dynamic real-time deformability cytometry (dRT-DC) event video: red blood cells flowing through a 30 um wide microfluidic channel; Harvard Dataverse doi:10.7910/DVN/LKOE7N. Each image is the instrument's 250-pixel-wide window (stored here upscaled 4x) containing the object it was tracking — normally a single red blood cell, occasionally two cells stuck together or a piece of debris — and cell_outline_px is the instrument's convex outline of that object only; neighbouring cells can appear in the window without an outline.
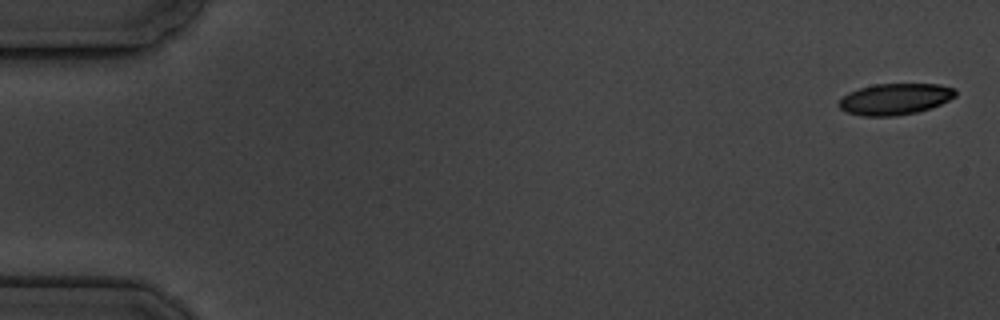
{"species": "common noctule bat (a hibernating species)", "species_latin": "Nyctalus noctula", "temperature_condition": "cold", "stored_images_in_passage": 11, "camera_frame_rate_fps": 3000, "um_per_image_px": 0.085, "animal": {"sex": "male", "body_mass_g": 19.5, "forearm_length_mm": 54.6}, "frame": {"image": 1, "passage_image": 1, "time_ms": 0.0, "image_size_px": [1000, 320], "cell_outline_px": [[956, 96], [932, 108], [916, 112], [896, 116], [860, 116], [848, 112], [840, 108], [836, 104], [848, 92], [860, 88], [876, 84], [940, 84], [956, 88]], "centroid_in_image_um": [76.09, 8.42], "position_along_channel_um": 8.9, "area_um2": 21.33}}
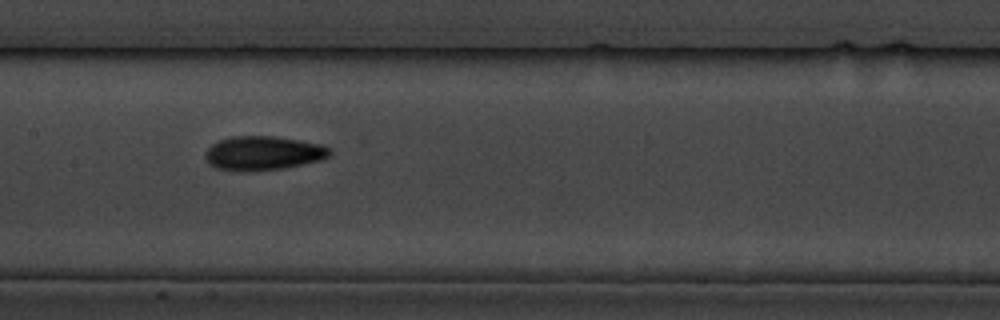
{"frame": {"image": 2, "passage_image": 8, "time_ms": 9.0, "image_size_px": [1000, 320], "cell_outline_px": [[332, 152], [328, 156], [320, 160], [284, 168], [248, 172], [240, 172], [216, 168], [208, 164], [204, 156], [204, 152], [212, 144], [220, 140], [232, 136], [276, 136], [324, 144], [332, 148]], "centroid_in_image_um": [22.36, 13.02], "position_along_channel_um": 185.0, "area_um2": 25.14}}
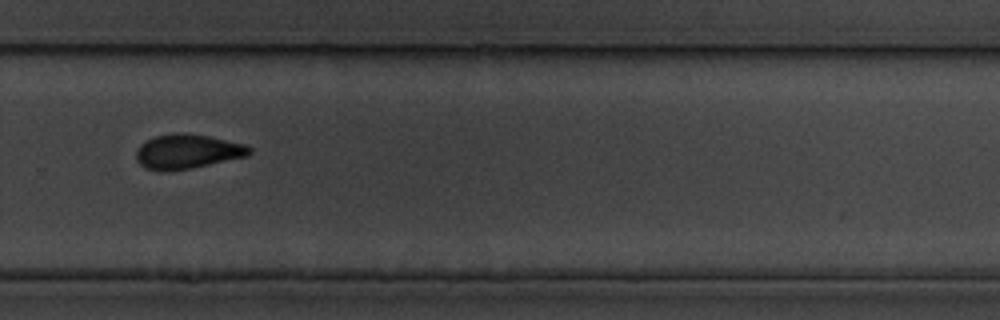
{"frame": {"image": 3, "passage_image": 11, "time_ms": 12.667, "image_size_px": [1000, 320], "cell_outline_px": [[252, 152], [248, 156], [192, 168], [168, 172], [160, 172], [144, 168], [136, 160], [136, 152], [140, 144], [156, 136], [180, 132], [208, 136], [244, 144], [252, 148]], "centroid_in_image_um": [15.91, 12.9], "position_along_channel_um": 313.9, "area_um2": 22.89}}